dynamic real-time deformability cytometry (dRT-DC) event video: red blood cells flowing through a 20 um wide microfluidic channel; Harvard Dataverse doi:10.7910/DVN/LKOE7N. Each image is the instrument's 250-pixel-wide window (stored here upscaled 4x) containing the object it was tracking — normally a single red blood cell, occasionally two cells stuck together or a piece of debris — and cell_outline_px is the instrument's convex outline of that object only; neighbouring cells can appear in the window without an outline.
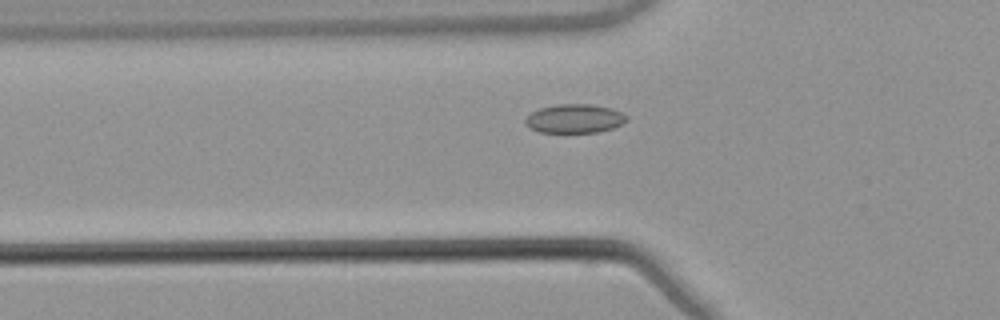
{"species": "common noctule bat (a hibernating species)", "species_latin": "Nyctalus noctula", "temperature_condition": "warm", "stored_images_in_passage": 42, "camera_frame_rate_fps": 3000, "um_per_image_px": 0.085, "animal": {"sex": "male", "body_mass_g": 21.5, "forearm_length_mm": 52.0}, "frame": {"image": 1, "passage_image": 8, "time_ms": 2.333, "image_size_px": [1000, 320], "cell_outline_px": [[628, 120], [612, 128], [596, 132], [540, 132], [524, 124], [524, 120], [532, 112], [540, 108], [556, 104], [592, 104], [612, 108], [628, 116]], "centroid_in_image_um": [48.84, 10.07], "position_along_channel_um": 77.0, "area_um2": 16.94}}
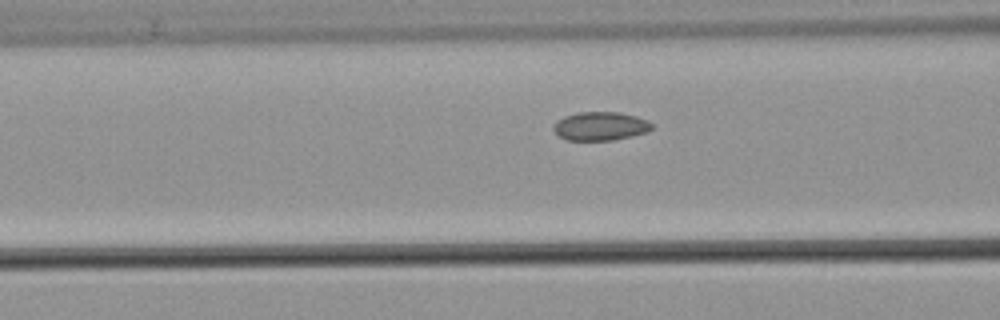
{"frame": {"image": 2, "passage_image": 11, "time_ms": 3.333, "image_size_px": [1000, 320], "cell_outline_px": [[652, 128], [648, 132], [632, 136], [612, 140], [568, 140], [560, 136], [552, 128], [552, 124], [556, 120], [564, 116], [576, 112], [620, 112], [636, 116], [648, 120], [652, 124]], "centroid_in_image_um": [51.02, 10.71], "position_along_channel_um": 115.6, "area_um2": 16.53}}
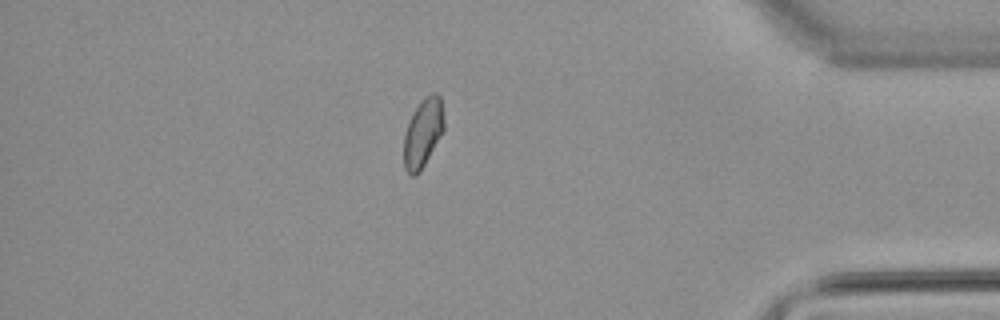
{"frame": {"image": 3, "passage_image": 36, "time_ms": 11.667, "image_size_px": [1000, 320], "cell_outline_px": [[444, 132], [420, 172], [416, 176], [412, 176], [404, 168], [404, 136], [412, 112], [420, 100], [424, 96], [432, 92], [436, 92], [440, 96], [444, 120]], "centroid_in_image_um": [35.96, 11.28], "position_along_channel_um": 399.2, "area_um2": 16.36}, "authors_computed_cell_mechanics": {"area_um2": 16.3285, "velocity_mm_per_s": 3.8201, "shape_relaxation_time_tau1_ms": null, "shape_relaxation_time_tau2_ms": 3.0337, "deformation_change_tau1": null, "deformation_change_tau2": 0.0684}}